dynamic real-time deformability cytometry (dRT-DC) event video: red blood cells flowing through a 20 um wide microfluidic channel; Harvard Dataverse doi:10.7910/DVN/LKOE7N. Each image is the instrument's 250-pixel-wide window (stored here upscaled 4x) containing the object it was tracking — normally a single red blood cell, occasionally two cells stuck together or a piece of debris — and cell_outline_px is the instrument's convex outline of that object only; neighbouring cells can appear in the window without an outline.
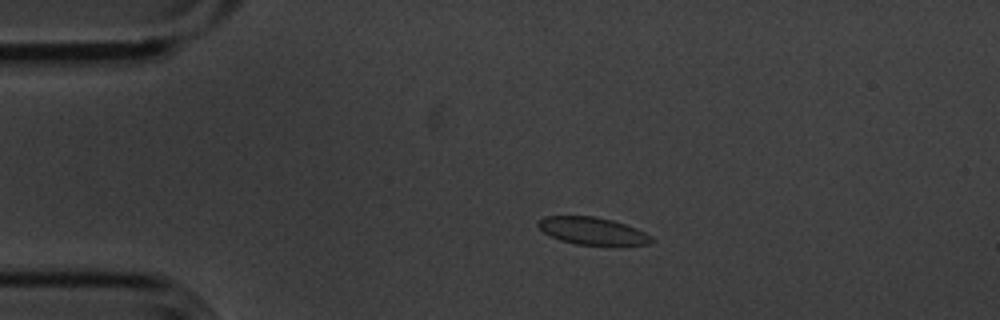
{"species": "common noctule bat (a hibernating species)", "species_latin": "Nyctalus noctula", "temperature_condition": "cold", "stored_images_in_passage": 55, "camera_frame_rate_fps": 3000, "um_per_image_px": 0.085, "animal": {"sex": "male", "body_mass_g": 20.1, "forearm_length_mm": 53.5}, "frame": {"image": 1, "passage_image": 11, "time_ms": 3.333, "image_size_px": [1000, 320], "cell_outline_px": [[652, 244], [616, 248], [576, 244], [560, 240], [544, 232], [536, 224], [536, 220], [544, 216], [592, 216], [612, 220], [636, 228], [652, 236]], "centroid_in_image_um": [50.42, 19.68], "position_along_channel_um": 34.6, "area_um2": 18.84}}
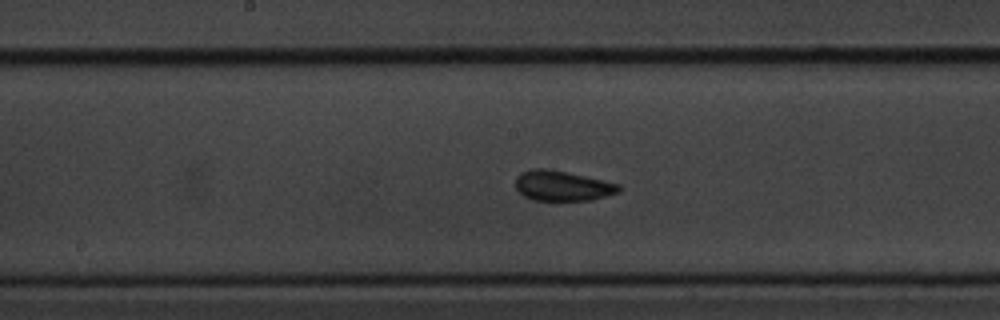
{"frame": {"image": 2, "passage_image": 28, "time_ms": 9.0, "image_size_px": [1000, 320], "cell_outline_px": [[620, 192], [592, 200], [532, 200], [524, 196], [516, 188], [516, 176], [520, 172], [532, 168], [548, 168], [568, 172], [604, 180], [620, 184]], "centroid_in_image_um": [47.8, 15.78], "position_along_channel_um": 200.4, "area_um2": 18.32}}
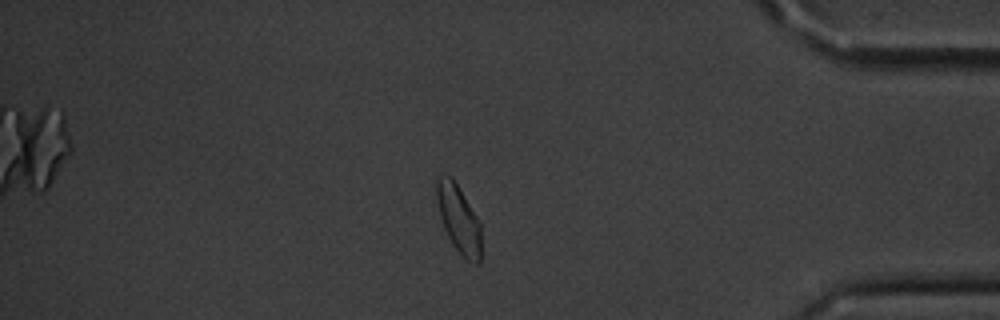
{"frame": {"image": 3, "passage_image": 47, "time_ms": 15.333, "image_size_px": [1000, 320], "cell_outline_px": [[480, 264], [472, 264], [452, 244], [444, 228], [440, 216], [436, 196], [436, 180], [440, 176], [452, 176], [480, 220]], "centroid_in_image_um": [39.0, 18.6], "position_along_channel_um": 396.2, "area_um2": 17.51}, "authors_computed_cell_mechanics": {"area_um2": 18.1492, "velocity_mm_per_s": 3.5859, "shape_relaxation_time_tau1_ms": null, "shape_relaxation_time_tau2_ms": 0.7137, "deformation_change_tau1": null, "deformation_change_tau2": 0.062}}